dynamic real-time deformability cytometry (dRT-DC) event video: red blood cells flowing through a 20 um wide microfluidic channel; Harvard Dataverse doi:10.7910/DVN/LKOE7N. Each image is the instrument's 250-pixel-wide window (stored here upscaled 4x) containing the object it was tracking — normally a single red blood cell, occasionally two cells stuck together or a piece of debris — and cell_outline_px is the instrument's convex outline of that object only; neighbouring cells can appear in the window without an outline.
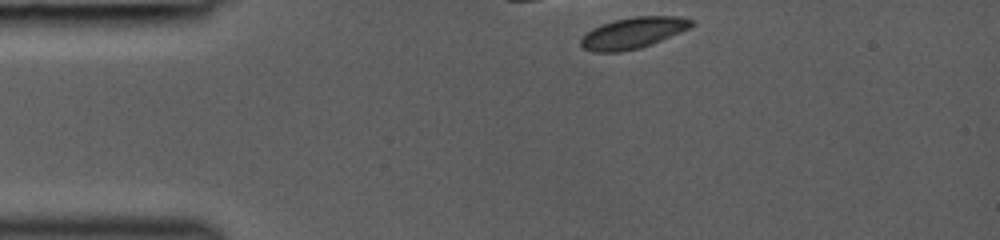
{"species": "common noctule bat (a hibernating species)", "species_latin": "Nyctalus noctula", "temperature_condition": "room temperature", "stored_images_in_passage": 3, "camera_frame_rate_fps": 3000, "um_per_image_px": 0.085, "animal": {"sex": "female", "body_mass_g": 19.0, "forearm_length_mm": 53.3}, "frame": {"image": 1, "passage_image": 1, "time_ms": 0.0, "image_size_px": [1000, 240], "cell_outline_px": [[692, 24], [688, 28], [680, 32], [652, 44], [640, 48], [620, 52], [596, 52], [584, 48], [580, 44], [580, 40], [592, 28], [616, 20], [636, 16], [680, 16], [692, 20]], "centroid_in_image_um": [53.81, 2.8], "position_along_channel_um": 31.2, "area_um2": 19.71}}